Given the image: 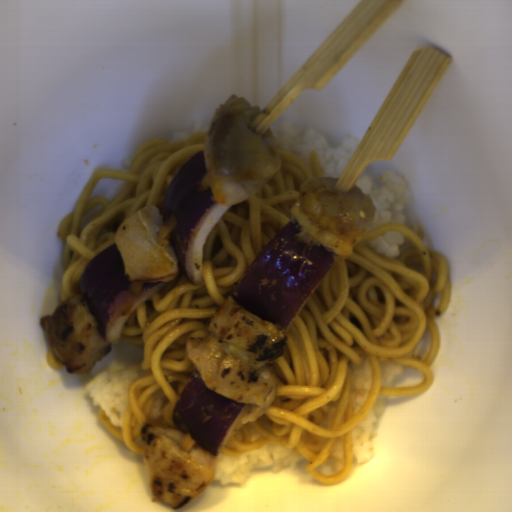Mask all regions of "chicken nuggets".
<instances>
[{"label":"chicken nuggets","instance_id":"chicken-nuggets-1","mask_svg":"<svg viewBox=\"0 0 512 512\" xmlns=\"http://www.w3.org/2000/svg\"><path fill=\"white\" fill-rule=\"evenodd\" d=\"M209 335L190 352L207 388L245 403L240 425L255 421L276 397L272 363L283 355L286 335L228 296L208 325Z\"/></svg>","mask_w":512,"mask_h":512},{"label":"chicken nuggets","instance_id":"chicken-nuggets-2","mask_svg":"<svg viewBox=\"0 0 512 512\" xmlns=\"http://www.w3.org/2000/svg\"><path fill=\"white\" fill-rule=\"evenodd\" d=\"M261 109L231 95L212 118L204 160L210 189L220 204L244 202L281 169L279 141L271 128L259 134L253 127Z\"/></svg>","mask_w":512,"mask_h":512},{"label":"chicken nuggets","instance_id":"chicken-nuggets-3","mask_svg":"<svg viewBox=\"0 0 512 512\" xmlns=\"http://www.w3.org/2000/svg\"><path fill=\"white\" fill-rule=\"evenodd\" d=\"M339 177L311 176L300 184L291 214L303 232L341 259H347L371 228L376 207L369 194L355 187L337 189Z\"/></svg>","mask_w":512,"mask_h":512},{"label":"chicken nuggets","instance_id":"chicken-nuggets-4","mask_svg":"<svg viewBox=\"0 0 512 512\" xmlns=\"http://www.w3.org/2000/svg\"><path fill=\"white\" fill-rule=\"evenodd\" d=\"M140 435L149 490L172 509L196 499L215 480L216 456L177 427L144 426Z\"/></svg>","mask_w":512,"mask_h":512},{"label":"chicken nuggets","instance_id":"chicken-nuggets-5","mask_svg":"<svg viewBox=\"0 0 512 512\" xmlns=\"http://www.w3.org/2000/svg\"><path fill=\"white\" fill-rule=\"evenodd\" d=\"M176 225L175 215L163 222L153 204L121 222L114 239L128 281L165 282L179 276V259L171 240Z\"/></svg>","mask_w":512,"mask_h":512},{"label":"chicken nuggets","instance_id":"chicken-nuggets-6","mask_svg":"<svg viewBox=\"0 0 512 512\" xmlns=\"http://www.w3.org/2000/svg\"><path fill=\"white\" fill-rule=\"evenodd\" d=\"M56 360L70 374H88L112 351L82 296L75 294L40 320Z\"/></svg>","mask_w":512,"mask_h":512}]
</instances>
